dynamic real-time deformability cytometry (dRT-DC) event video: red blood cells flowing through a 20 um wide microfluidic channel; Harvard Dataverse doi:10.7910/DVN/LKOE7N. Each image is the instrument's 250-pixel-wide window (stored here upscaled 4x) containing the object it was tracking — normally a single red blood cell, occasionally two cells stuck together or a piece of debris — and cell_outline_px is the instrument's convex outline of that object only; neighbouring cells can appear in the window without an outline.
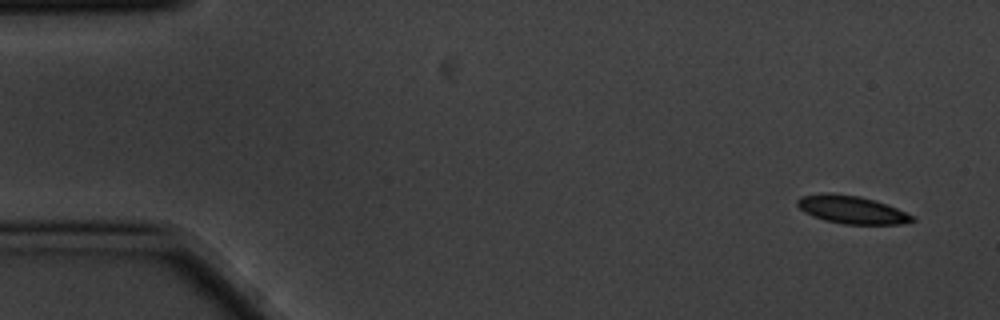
{"species": "common noctule bat (a hibernating species)", "species_latin": "Nyctalus noctula", "temperature_condition": "cold", "stored_images_in_passage": 6, "camera_frame_rate_fps": 3000, "um_per_image_px": 0.085, "animal": {"sex": "male", "body_mass_g": 20.1, "forearm_length_mm": 53.5}, "frame": {"image": 1, "passage_image": 1, "time_ms": 0.0, "image_size_px": [1000, 320], "cell_outline_px": [[916, 220], [904, 224], [844, 224], [824, 220], [812, 216], [804, 212], [796, 204], [796, 200], [800, 196], [824, 192], [828, 192], [860, 196], [876, 200], [916, 216]], "centroid_in_image_um": [72.39, 17.81], "position_along_channel_um": 12.6, "area_um2": 18.96}}
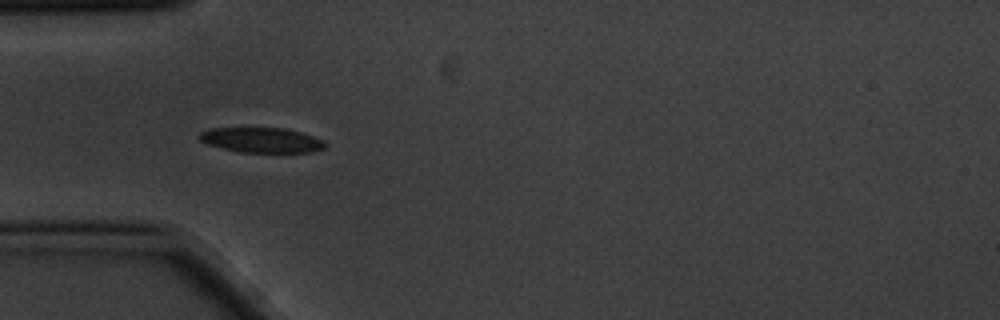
{"frame": {"image": 2, "passage_image": 5, "time_ms": 1.333, "image_size_px": [1000, 320], "cell_outline_px": [[324, 148], [312, 152], [240, 152], [220, 148], [208, 144], [200, 140], [200, 132], [212, 128], [284, 128], [300, 132], [324, 140]], "centroid_in_image_um": [22.22, 11.91], "position_along_channel_um": 62.8, "area_um2": 18.15}}